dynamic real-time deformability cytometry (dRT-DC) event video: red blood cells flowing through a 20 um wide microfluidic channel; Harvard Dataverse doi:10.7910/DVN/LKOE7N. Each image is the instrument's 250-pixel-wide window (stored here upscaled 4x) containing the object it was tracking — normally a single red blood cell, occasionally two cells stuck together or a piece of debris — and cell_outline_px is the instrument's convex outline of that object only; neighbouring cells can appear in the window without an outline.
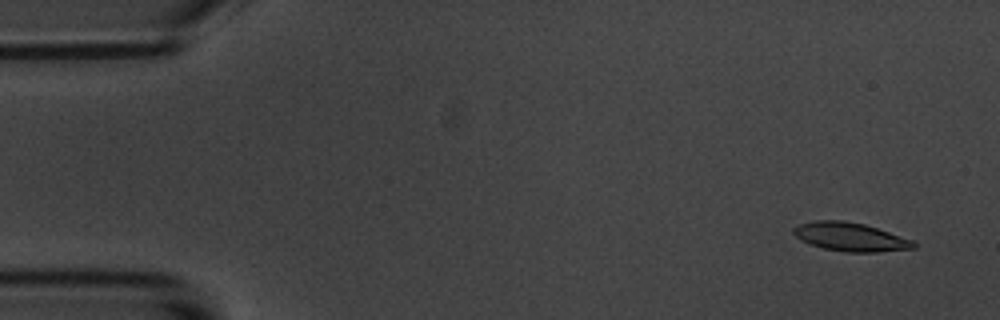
{"species": "common noctule bat (a hibernating species)", "species_latin": "Nyctalus noctula", "temperature_condition": "room temperature", "stored_images_in_passage": 53, "camera_frame_rate_fps": 3000, "um_per_image_px": 0.085, "animal": {"sex": "male", "body_mass_g": 20.1, "forearm_length_mm": 53.5}, "frame": {"image": 1, "passage_image": 1, "time_ms": 0.0, "image_size_px": [1000, 320], "cell_outline_px": [[916, 248], [876, 252], [844, 252], [824, 248], [800, 240], [792, 232], [792, 228], [796, 224], [812, 220], [844, 220], [864, 224], [912, 240], [916, 244]], "centroid_in_image_um": [72.22, 20.12], "position_along_channel_um": 12.8, "area_um2": 20.0}}
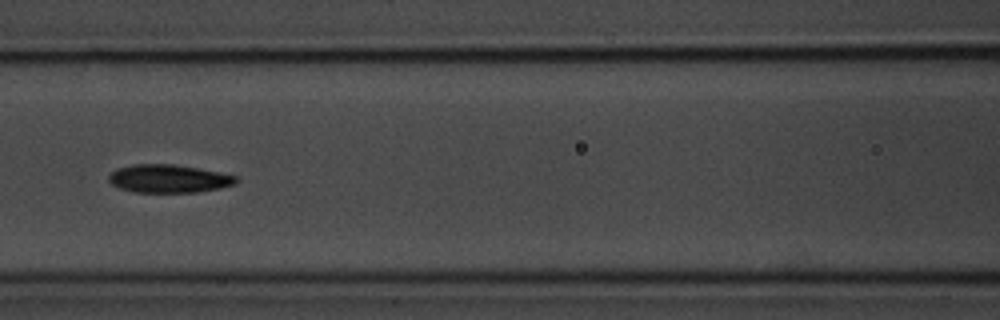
{"frame": {"image": 2, "passage_image": 22, "time_ms": 7.0, "image_size_px": [1000, 320], "cell_outline_px": [[240, 180], [236, 184], [220, 188], [196, 192], [132, 192], [120, 188], [112, 184], [108, 180], [108, 176], [116, 168], [132, 164], [172, 164], [220, 172], [236, 176]], "centroid_in_image_um": [14.34, 15.18], "position_along_channel_um": 152.3, "area_um2": 20.92}}
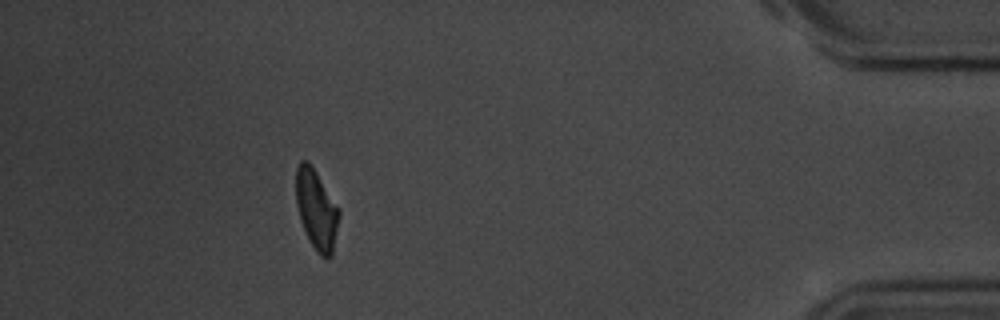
{"frame": {"image": 3, "passage_image": 48, "time_ms": 15.667, "image_size_px": [1000, 320], "cell_outline_px": [[340, 216], [332, 256], [328, 260], [320, 256], [316, 252], [300, 220], [296, 204], [296, 168], [300, 160], [308, 160], [340, 208]], "centroid_in_image_um": [26.91, 17.82], "position_along_channel_um": 408.3, "area_um2": 20.23}, "authors_computed_cell_mechanics": {"area_um2": 20.6346, "velocity_mm_per_s": 3.5883, "shape_relaxation_time_tau1_ms": 3.2022, "shape_relaxation_time_tau2_ms": 4.7266, "deformation_change_tau1": 0.124, "deformation_change_tau2": 0.1238}}